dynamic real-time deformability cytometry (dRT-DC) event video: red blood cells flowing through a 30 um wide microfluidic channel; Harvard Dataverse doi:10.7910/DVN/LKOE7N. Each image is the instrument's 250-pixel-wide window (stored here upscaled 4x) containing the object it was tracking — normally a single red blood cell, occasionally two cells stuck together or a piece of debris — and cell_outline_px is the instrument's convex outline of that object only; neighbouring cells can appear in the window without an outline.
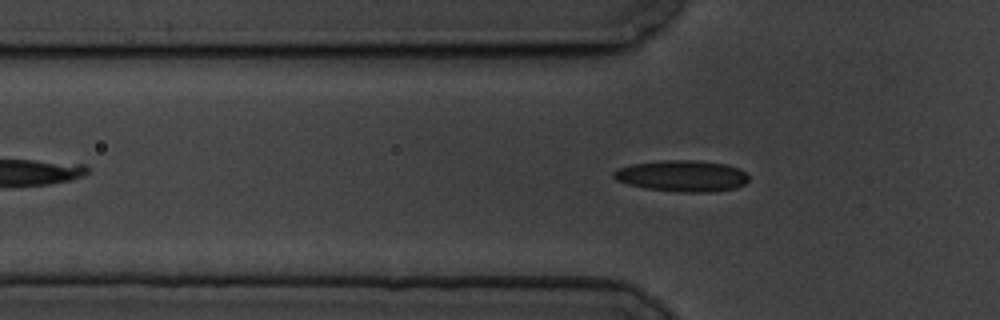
{"species": "common noctule bat (a hibernating species)", "species_latin": "Nyctalus noctula", "temperature_condition": "cold", "stored_images_in_passage": 49, "camera_frame_rate_fps": 3000, "um_per_image_px": 0.085, "animal": {"sex": "male", "body_mass_g": 19.5, "forearm_length_mm": 54.6}, "frame": {"image": 1, "passage_image": 13, "time_ms": 4.0, "image_size_px": [1000, 320], "cell_outline_px": [[748, 180], [744, 184], [736, 188], [712, 192], [680, 192], [644, 188], [628, 184], [616, 180], [612, 176], [612, 172], [620, 168], [632, 164], [664, 160], [696, 160], [728, 164], [740, 168], [748, 176]], "centroid_in_image_um": [57.99, 14.95], "position_along_channel_um": 67.8, "area_um2": 24.74}}
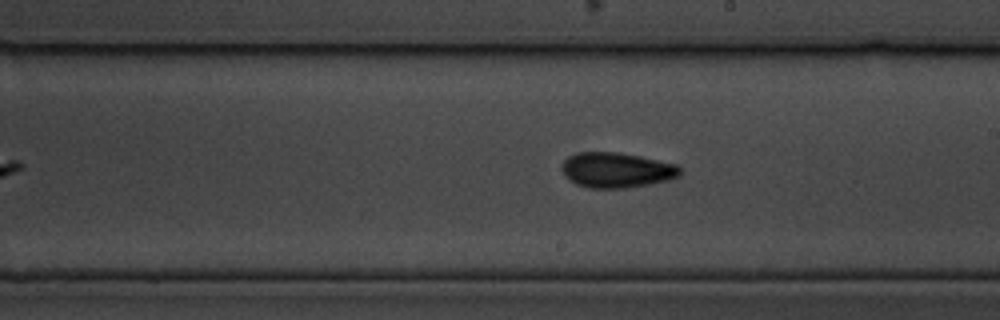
{"frame": {"image": 2, "passage_image": 28, "time_ms": 9.0, "image_size_px": [1000, 320], "cell_outline_px": [[680, 176], [668, 180], [648, 184], [624, 188], [588, 188], [576, 184], [568, 180], [564, 176], [560, 168], [564, 160], [568, 156], [576, 152], [620, 152], [640, 156], [676, 164], [680, 168]], "centroid_in_image_um": [52.36, 14.45], "position_along_channel_um": 236.6, "area_um2": 24.45}}
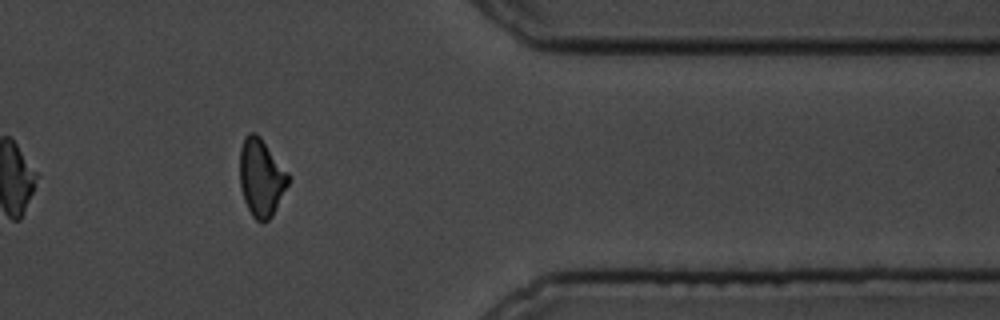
{"frame": {"image": 3, "passage_image": 43, "time_ms": 14.0, "image_size_px": [1000, 320], "cell_outline_px": [[288, 184], [272, 216], [264, 224], [256, 220], [252, 216], [244, 200], [240, 188], [240, 148], [244, 136], [248, 132], [256, 132], [260, 136], [288, 172]], "centroid_in_image_um": [22.18, 15.09], "position_along_channel_um": 389.2, "area_um2": 21.96}, "authors_computed_cell_mechanics": {"area_um2": 22.9466, "velocity_mm_per_s": 3.3918, "shape_relaxation_time_tau1_ms": 3.531, "shape_relaxation_time_tau2_ms": 2.5097, "deformation_change_tau1": 0.1087, "deformation_change_tau2": 0.0936}}